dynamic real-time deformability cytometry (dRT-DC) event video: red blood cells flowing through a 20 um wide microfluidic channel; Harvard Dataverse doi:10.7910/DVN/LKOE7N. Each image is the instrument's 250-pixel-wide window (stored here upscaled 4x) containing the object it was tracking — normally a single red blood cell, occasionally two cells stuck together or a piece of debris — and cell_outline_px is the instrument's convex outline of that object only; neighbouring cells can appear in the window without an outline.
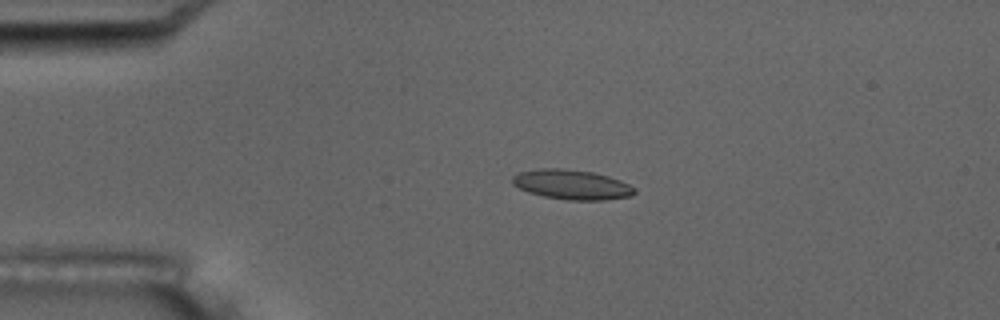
{"species": "common noctule bat (a hibernating species)", "species_latin": "Nyctalus noctula", "temperature_condition": "room temperature", "stored_images_in_passage": 3, "camera_frame_rate_fps": 3000, "um_per_image_px": 0.085, "animal": {"sex": "male", "body_mass_g": 17.5, "forearm_length_mm": 52.3}, "frame": {"image": 1, "passage_image": 2, "time_ms": 1.333, "image_size_px": [1000, 320], "cell_outline_px": [[636, 192], [632, 196], [604, 200], [568, 200], [544, 196], [528, 192], [512, 184], [512, 176], [520, 172], [540, 168], [560, 168], [592, 172], [608, 176], [620, 180], [636, 188]], "centroid_in_image_um": [48.61, 15.69], "position_along_channel_um": 36.4, "area_um2": 21.15}}